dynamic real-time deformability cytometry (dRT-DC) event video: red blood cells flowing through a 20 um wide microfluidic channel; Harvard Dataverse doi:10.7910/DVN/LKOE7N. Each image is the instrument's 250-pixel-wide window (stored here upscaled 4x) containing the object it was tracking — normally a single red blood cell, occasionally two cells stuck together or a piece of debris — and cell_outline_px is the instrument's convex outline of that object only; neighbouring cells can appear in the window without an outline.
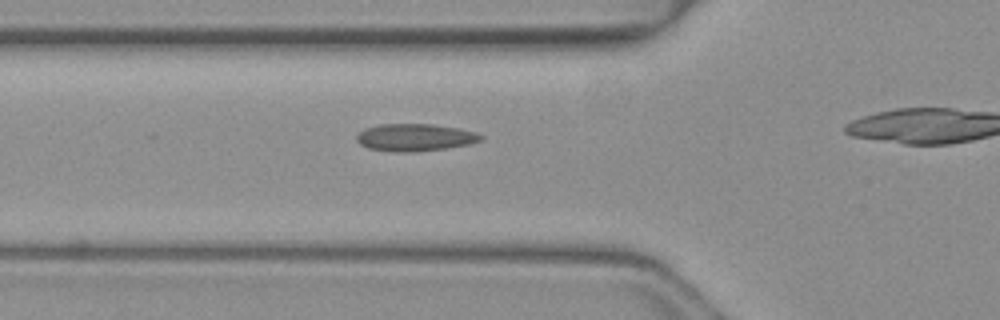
{"species": "common noctule bat (a hibernating species)", "species_latin": "Nyctalus noctula", "temperature_condition": "warm", "stored_images_in_passage": 25, "camera_frame_rate_fps": 3000, "um_per_image_px": 0.085, "animal": {"sex": "female", "body_mass_g": 19.3, "forearm_length_mm": 54.1}, "frame": {"image": 1, "passage_image": 2, "time_ms": 0.333, "image_size_px": [1000, 320], "cell_outline_px": [[484, 136], [480, 140], [468, 144], [444, 148], [412, 152], [396, 152], [368, 148], [360, 144], [356, 140], [356, 136], [364, 128], [380, 124], [432, 124], [460, 128], [476, 132]], "centroid_in_image_um": [35.25, 11.67], "position_along_channel_um": 90.5, "area_um2": 19.71}}
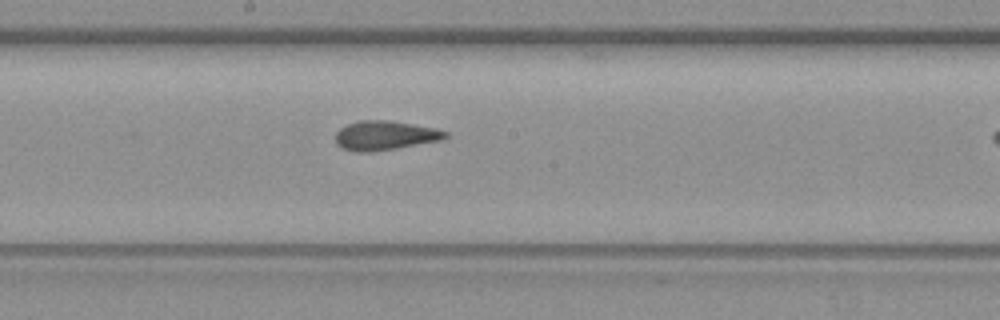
{"frame": {"image": 2, "passage_image": 11, "time_ms": 3.333, "image_size_px": [1000, 320], "cell_outline_px": [[448, 136], [440, 140], [396, 148], [372, 152], [356, 152], [340, 148], [336, 144], [336, 132], [340, 128], [348, 124], [360, 120], [388, 120], [436, 128], [448, 132]], "centroid_in_image_um": [32.69, 11.52], "position_along_channel_um": 215.5, "area_um2": 18.73}}
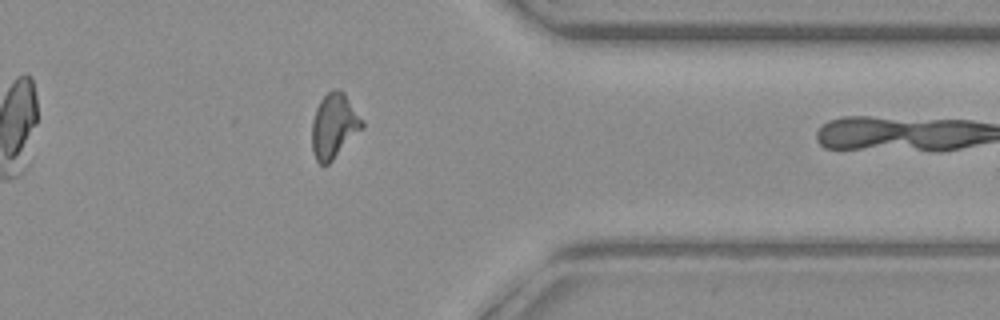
{"frame": {"image": 3, "passage_image": 24, "time_ms": 7.667, "image_size_px": [1000, 320], "cell_outline_px": [[364, 128], [328, 164], [320, 164], [316, 160], [312, 152], [312, 120], [316, 108], [320, 100], [328, 92], [340, 88], [344, 92], [364, 124]], "centroid_in_image_um": [28.38, 10.71], "position_along_channel_um": 383.0, "area_um2": 18.79}}